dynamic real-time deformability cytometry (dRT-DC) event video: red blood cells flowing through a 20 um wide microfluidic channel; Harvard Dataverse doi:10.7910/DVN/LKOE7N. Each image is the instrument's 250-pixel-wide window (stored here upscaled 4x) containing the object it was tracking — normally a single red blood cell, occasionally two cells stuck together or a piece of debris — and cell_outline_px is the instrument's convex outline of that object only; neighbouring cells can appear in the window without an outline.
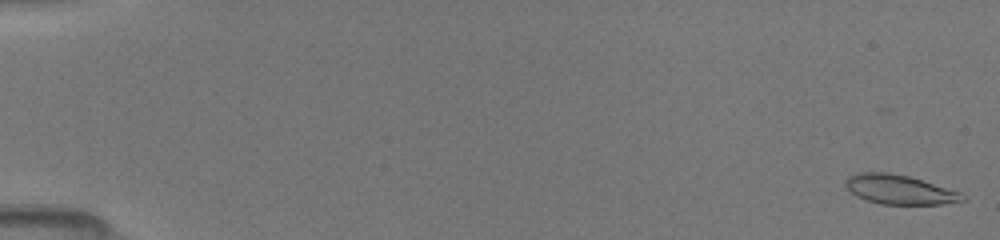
{"species": "common noctule bat (a hibernating species)", "species_latin": "Nyctalus noctula", "temperature_condition": "room temperature", "stored_images_in_passage": 14, "camera_frame_rate_fps": 3000, "um_per_image_px": 0.085, "animal": {"sex": "female", "body_mass_g": 19.5, "forearm_length_mm": 54.1}, "frame": {"image": 1, "passage_image": 1, "time_ms": 0.0, "image_size_px": [1000, 240], "cell_outline_px": [[968, 200], [940, 204], [880, 204], [856, 196], [844, 184], [844, 180], [848, 176], [856, 172], [888, 172], [908, 176], [960, 192], [968, 196]], "centroid_in_image_um": [76.45, 16.11], "position_along_channel_um": 8.5, "area_um2": 20.0}}
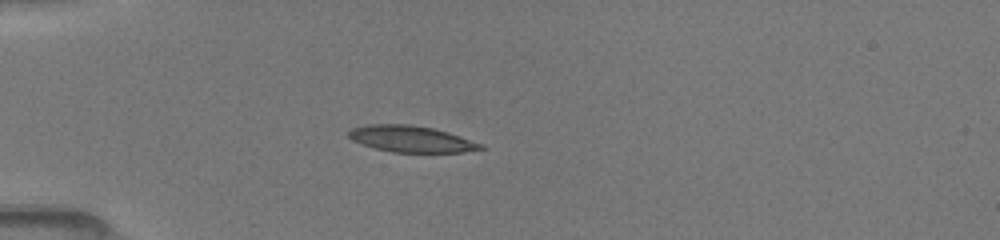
{"frame": {"image": 2, "passage_image": 11, "time_ms": 4.667, "image_size_px": [1000, 240], "cell_outline_px": [[484, 148], [464, 152], [392, 152], [376, 148], [352, 140], [348, 136], [348, 132], [352, 128], [368, 124], [408, 124], [432, 128], [448, 132], [484, 144]], "centroid_in_image_um": [34.96, 11.81], "position_along_channel_um": 50.0, "area_um2": 20.11}}
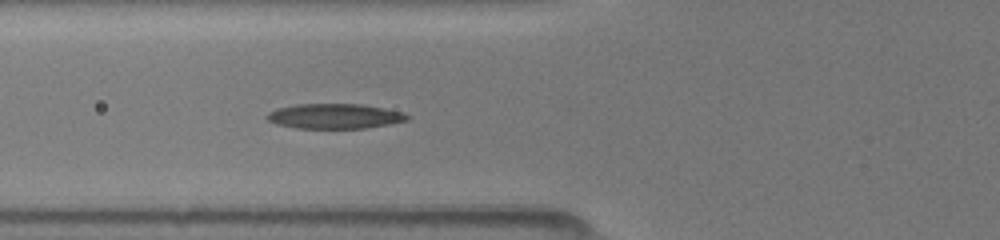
{"frame": {"image": 3, "passage_image": 14, "time_ms": 6.333, "image_size_px": [1000, 240], "cell_outline_px": [[412, 116], [408, 120], [388, 124], [364, 128], [296, 128], [276, 124], [268, 120], [264, 116], [268, 112], [276, 108], [296, 104], [360, 104], [384, 108], [404, 112]], "centroid_in_image_um": [28.43, 9.87], "position_along_channel_um": 97.4, "area_um2": 20.52}}